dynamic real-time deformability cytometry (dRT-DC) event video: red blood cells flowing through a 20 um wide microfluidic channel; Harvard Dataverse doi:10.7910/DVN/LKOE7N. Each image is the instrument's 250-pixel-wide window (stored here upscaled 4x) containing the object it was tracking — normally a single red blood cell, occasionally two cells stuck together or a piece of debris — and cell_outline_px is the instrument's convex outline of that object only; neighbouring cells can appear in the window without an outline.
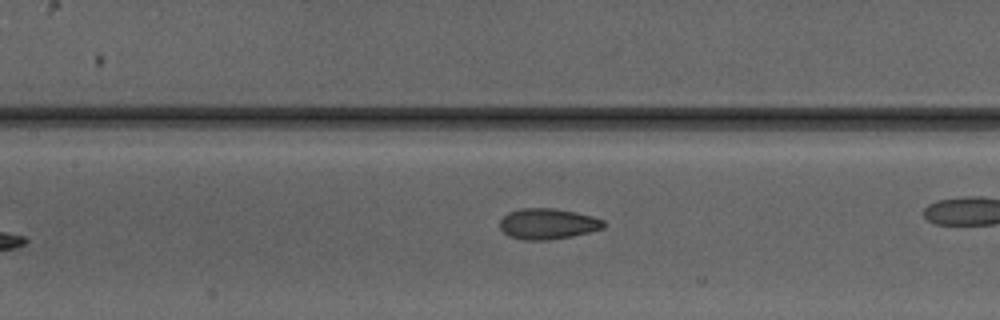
{"species": "Egyptian fruit bat (a non-hibernating species)", "species_latin": "Rousettus aegyptiacus", "temperature_condition": "warm", "stored_images_in_passage": 7, "camera_frame_rate_fps": 3000, "um_per_image_px": 0.085, "animal": {"sex": "male"}, "frame": {"image": 1, "passage_image": 5, "time_ms": 4.667, "image_size_px": [1000, 320], "cell_outline_px": [[604, 228], [572, 236], [548, 240], [524, 240], [508, 236], [500, 228], [500, 220], [508, 212], [520, 208], [556, 208], [576, 212], [592, 216], [604, 220]], "centroid_in_image_um": [46.54, 19.02], "position_along_channel_um": 160.9, "area_um2": 18.67}}
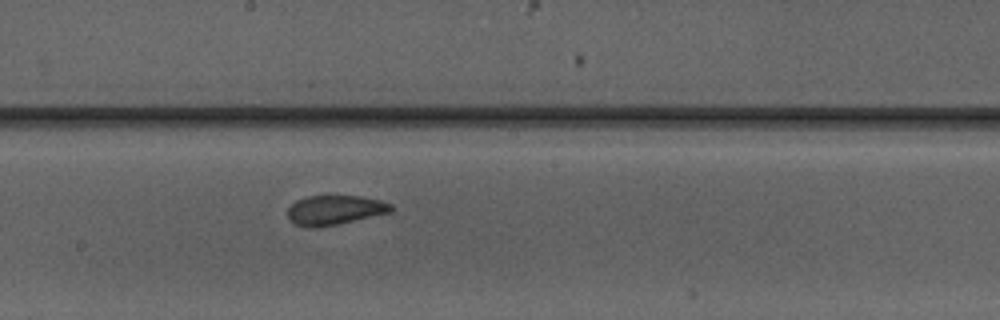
{"frame": {"image": 2, "passage_image": 7, "time_ms": 7.0, "image_size_px": [1000, 320], "cell_outline_px": [[392, 212], [336, 224], [316, 228], [308, 228], [296, 224], [288, 220], [288, 208], [296, 200], [308, 196], [364, 196], [380, 200], [392, 204]], "centroid_in_image_um": [28.44, 17.85], "position_along_channel_um": 219.8, "area_um2": 17.8}}